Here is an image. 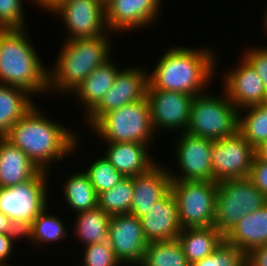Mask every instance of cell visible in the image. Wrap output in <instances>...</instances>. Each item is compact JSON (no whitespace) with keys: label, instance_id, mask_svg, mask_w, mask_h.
<instances>
[{"label":"cell","instance_id":"44dd1931","mask_svg":"<svg viewBox=\"0 0 267 266\" xmlns=\"http://www.w3.org/2000/svg\"><path fill=\"white\" fill-rule=\"evenodd\" d=\"M40 171L20 148L5 137H0V187L28 181Z\"/></svg>","mask_w":267,"mask_h":266},{"label":"cell","instance_id":"7bdbcfd3","mask_svg":"<svg viewBox=\"0 0 267 266\" xmlns=\"http://www.w3.org/2000/svg\"><path fill=\"white\" fill-rule=\"evenodd\" d=\"M267 6V5H266ZM264 9H266L265 10V15H263L264 16V18H263V22H262V27H264V31L266 30L267 31V7L266 8H264ZM267 33V32H266Z\"/></svg>","mask_w":267,"mask_h":266},{"label":"cell","instance_id":"ffe728a7","mask_svg":"<svg viewBox=\"0 0 267 266\" xmlns=\"http://www.w3.org/2000/svg\"><path fill=\"white\" fill-rule=\"evenodd\" d=\"M104 156L124 177H133L147 173L158 161L150 155L147 144L136 142L106 143ZM149 148V149H148ZM106 150V151H105Z\"/></svg>","mask_w":267,"mask_h":266},{"label":"cell","instance_id":"5b68a950","mask_svg":"<svg viewBox=\"0 0 267 266\" xmlns=\"http://www.w3.org/2000/svg\"><path fill=\"white\" fill-rule=\"evenodd\" d=\"M90 130L106 143L136 142L150 147L157 138L147 98L106 113Z\"/></svg>","mask_w":267,"mask_h":266},{"label":"cell","instance_id":"2e32d148","mask_svg":"<svg viewBox=\"0 0 267 266\" xmlns=\"http://www.w3.org/2000/svg\"><path fill=\"white\" fill-rule=\"evenodd\" d=\"M108 235L114 255L122 265L141 264L149 242L144 236L139 218L129 213L112 215Z\"/></svg>","mask_w":267,"mask_h":266},{"label":"cell","instance_id":"ba28073f","mask_svg":"<svg viewBox=\"0 0 267 266\" xmlns=\"http://www.w3.org/2000/svg\"><path fill=\"white\" fill-rule=\"evenodd\" d=\"M50 172L41 170L32 179L11 187H0V211L22 233L48 207L47 180Z\"/></svg>","mask_w":267,"mask_h":266},{"label":"cell","instance_id":"484cf974","mask_svg":"<svg viewBox=\"0 0 267 266\" xmlns=\"http://www.w3.org/2000/svg\"><path fill=\"white\" fill-rule=\"evenodd\" d=\"M76 215L72 228H74V236H77L82 246L108 242L110 214L97 206L94 209L76 213Z\"/></svg>","mask_w":267,"mask_h":266},{"label":"cell","instance_id":"277c9868","mask_svg":"<svg viewBox=\"0 0 267 266\" xmlns=\"http://www.w3.org/2000/svg\"><path fill=\"white\" fill-rule=\"evenodd\" d=\"M28 35L27 29H0V84L23 88L33 96L45 95L48 68Z\"/></svg>","mask_w":267,"mask_h":266},{"label":"cell","instance_id":"e0dca14e","mask_svg":"<svg viewBox=\"0 0 267 266\" xmlns=\"http://www.w3.org/2000/svg\"><path fill=\"white\" fill-rule=\"evenodd\" d=\"M234 67L225 71L221 86L236 109L266 103L267 91L251 64L242 56Z\"/></svg>","mask_w":267,"mask_h":266},{"label":"cell","instance_id":"d6986e66","mask_svg":"<svg viewBox=\"0 0 267 266\" xmlns=\"http://www.w3.org/2000/svg\"><path fill=\"white\" fill-rule=\"evenodd\" d=\"M140 221L149 243L177 240L182 231L176 200L170 190L155 203L147 215L140 218Z\"/></svg>","mask_w":267,"mask_h":266},{"label":"cell","instance_id":"836d02e7","mask_svg":"<svg viewBox=\"0 0 267 266\" xmlns=\"http://www.w3.org/2000/svg\"><path fill=\"white\" fill-rule=\"evenodd\" d=\"M81 266H124L115 257L109 242L84 246Z\"/></svg>","mask_w":267,"mask_h":266},{"label":"cell","instance_id":"9c48e42d","mask_svg":"<svg viewBox=\"0 0 267 266\" xmlns=\"http://www.w3.org/2000/svg\"><path fill=\"white\" fill-rule=\"evenodd\" d=\"M217 182L171 181L182 229L214 226Z\"/></svg>","mask_w":267,"mask_h":266},{"label":"cell","instance_id":"8fae6325","mask_svg":"<svg viewBox=\"0 0 267 266\" xmlns=\"http://www.w3.org/2000/svg\"><path fill=\"white\" fill-rule=\"evenodd\" d=\"M128 67V68H127ZM121 68L112 87L101 101L85 115V125L88 129L102 116L128 103L146 98L148 86V71L142 66L133 65Z\"/></svg>","mask_w":267,"mask_h":266},{"label":"cell","instance_id":"f1b7e54d","mask_svg":"<svg viewBox=\"0 0 267 266\" xmlns=\"http://www.w3.org/2000/svg\"><path fill=\"white\" fill-rule=\"evenodd\" d=\"M237 131L255 150L267 141V102L239 110Z\"/></svg>","mask_w":267,"mask_h":266},{"label":"cell","instance_id":"d590c367","mask_svg":"<svg viewBox=\"0 0 267 266\" xmlns=\"http://www.w3.org/2000/svg\"><path fill=\"white\" fill-rule=\"evenodd\" d=\"M254 47L255 45L251 48L248 47L246 49L247 51H245L241 56H243L256 70L267 91V46Z\"/></svg>","mask_w":267,"mask_h":266},{"label":"cell","instance_id":"4316f807","mask_svg":"<svg viewBox=\"0 0 267 266\" xmlns=\"http://www.w3.org/2000/svg\"><path fill=\"white\" fill-rule=\"evenodd\" d=\"M74 172L70 175L67 174L68 179L64 180L65 190L62 191L69 209L72 212L80 213L96 208L98 206V194L89 177L82 169Z\"/></svg>","mask_w":267,"mask_h":266},{"label":"cell","instance_id":"6da1fadb","mask_svg":"<svg viewBox=\"0 0 267 266\" xmlns=\"http://www.w3.org/2000/svg\"><path fill=\"white\" fill-rule=\"evenodd\" d=\"M43 112L34 105L4 137L20 148L40 170L50 172L52 162H60L73 154V150L78 151L81 142L74 130L53 121Z\"/></svg>","mask_w":267,"mask_h":266},{"label":"cell","instance_id":"d6a6232c","mask_svg":"<svg viewBox=\"0 0 267 266\" xmlns=\"http://www.w3.org/2000/svg\"><path fill=\"white\" fill-rule=\"evenodd\" d=\"M191 266H246V254L224 240L212 254Z\"/></svg>","mask_w":267,"mask_h":266},{"label":"cell","instance_id":"d4e9b609","mask_svg":"<svg viewBox=\"0 0 267 266\" xmlns=\"http://www.w3.org/2000/svg\"><path fill=\"white\" fill-rule=\"evenodd\" d=\"M32 98L23 88L0 84V137L36 105Z\"/></svg>","mask_w":267,"mask_h":266},{"label":"cell","instance_id":"7402d4cb","mask_svg":"<svg viewBox=\"0 0 267 266\" xmlns=\"http://www.w3.org/2000/svg\"><path fill=\"white\" fill-rule=\"evenodd\" d=\"M225 241L245 254L267 244V204L244 217L225 235Z\"/></svg>","mask_w":267,"mask_h":266},{"label":"cell","instance_id":"b9f144b4","mask_svg":"<svg viewBox=\"0 0 267 266\" xmlns=\"http://www.w3.org/2000/svg\"><path fill=\"white\" fill-rule=\"evenodd\" d=\"M256 155L263 161L267 162V141L256 149Z\"/></svg>","mask_w":267,"mask_h":266},{"label":"cell","instance_id":"5bb4252c","mask_svg":"<svg viewBox=\"0 0 267 266\" xmlns=\"http://www.w3.org/2000/svg\"><path fill=\"white\" fill-rule=\"evenodd\" d=\"M146 98L150 105L151 120L156 132L172 130L186 132L190 118V107L194 96L178 91L150 89ZM182 129V130H181Z\"/></svg>","mask_w":267,"mask_h":266},{"label":"cell","instance_id":"83f0119b","mask_svg":"<svg viewBox=\"0 0 267 266\" xmlns=\"http://www.w3.org/2000/svg\"><path fill=\"white\" fill-rule=\"evenodd\" d=\"M67 230L62 218H59V215H52L51 212L49 214V209L46 207L24 231L23 238L32 241L31 244H35V247H41L64 241L68 236Z\"/></svg>","mask_w":267,"mask_h":266},{"label":"cell","instance_id":"60d3db41","mask_svg":"<svg viewBox=\"0 0 267 266\" xmlns=\"http://www.w3.org/2000/svg\"><path fill=\"white\" fill-rule=\"evenodd\" d=\"M68 0H34V2L39 6L42 7L41 9L48 10V12H52L56 7L60 4L66 2Z\"/></svg>","mask_w":267,"mask_h":266},{"label":"cell","instance_id":"8d00e7d4","mask_svg":"<svg viewBox=\"0 0 267 266\" xmlns=\"http://www.w3.org/2000/svg\"><path fill=\"white\" fill-rule=\"evenodd\" d=\"M249 178L253 184L267 197V162L254 155Z\"/></svg>","mask_w":267,"mask_h":266},{"label":"cell","instance_id":"30bf717a","mask_svg":"<svg viewBox=\"0 0 267 266\" xmlns=\"http://www.w3.org/2000/svg\"><path fill=\"white\" fill-rule=\"evenodd\" d=\"M178 136L173 154L180 173H172L170 168L171 181L215 182L212 169L213 141L186 132Z\"/></svg>","mask_w":267,"mask_h":266},{"label":"cell","instance_id":"f546056e","mask_svg":"<svg viewBox=\"0 0 267 266\" xmlns=\"http://www.w3.org/2000/svg\"><path fill=\"white\" fill-rule=\"evenodd\" d=\"M139 266H191L178 240L150 242Z\"/></svg>","mask_w":267,"mask_h":266},{"label":"cell","instance_id":"74e56055","mask_svg":"<svg viewBox=\"0 0 267 266\" xmlns=\"http://www.w3.org/2000/svg\"><path fill=\"white\" fill-rule=\"evenodd\" d=\"M22 238L23 234L0 233V265H9L8 260L14 251V242Z\"/></svg>","mask_w":267,"mask_h":266},{"label":"cell","instance_id":"52a82bcc","mask_svg":"<svg viewBox=\"0 0 267 266\" xmlns=\"http://www.w3.org/2000/svg\"><path fill=\"white\" fill-rule=\"evenodd\" d=\"M267 204V197L249 177L228 179L218 183L214 227L225 235L246 213Z\"/></svg>","mask_w":267,"mask_h":266},{"label":"cell","instance_id":"f35d334b","mask_svg":"<svg viewBox=\"0 0 267 266\" xmlns=\"http://www.w3.org/2000/svg\"><path fill=\"white\" fill-rule=\"evenodd\" d=\"M246 266H267V244L246 254Z\"/></svg>","mask_w":267,"mask_h":266},{"label":"cell","instance_id":"7c38bea8","mask_svg":"<svg viewBox=\"0 0 267 266\" xmlns=\"http://www.w3.org/2000/svg\"><path fill=\"white\" fill-rule=\"evenodd\" d=\"M52 14L60 16L67 33L65 39L96 38L109 31L105 0H68L56 7Z\"/></svg>","mask_w":267,"mask_h":266},{"label":"cell","instance_id":"4dcf8cb0","mask_svg":"<svg viewBox=\"0 0 267 266\" xmlns=\"http://www.w3.org/2000/svg\"><path fill=\"white\" fill-rule=\"evenodd\" d=\"M134 194L132 177H124L113 188L98 194V207L112 215L130 212Z\"/></svg>","mask_w":267,"mask_h":266},{"label":"cell","instance_id":"7a4b0ae2","mask_svg":"<svg viewBox=\"0 0 267 266\" xmlns=\"http://www.w3.org/2000/svg\"><path fill=\"white\" fill-rule=\"evenodd\" d=\"M203 47L172 46L163 52L152 71H148V87L194 97L208 92V83L216 76L218 54L211 46Z\"/></svg>","mask_w":267,"mask_h":266},{"label":"cell","instance_id":"4fadbf2b","mask_svg":"<svg viewBox=\"0 0 267 266\" xmlns=\"http://www.w3.org/2000/svg\"><path fill=\"white\" fill-rule=\"evenodd\" d=\"M255 151L238 131L230 137L213 141L212 169L215 182L249 177Z\"/></svg>","mask_w":267,"mask_h":266},{"label":"cell","instance_id":"8992f818","mask_svg":"<svg viewBox=\"0 0 267 266\" xmlns=\"http://www.w3.org/2000/svg\"><path fill=\"white\" fill-rule=\"evenodd\" d=\"M222 91L217 96L205 92L193 98L186 133L216 141L237 132L238 110Z\"/></svg>","mask_w":267,"mask_h":266},{"label":"cell","instance_id":"cb8c5ba5","mask_svg":"<svg viewBox=\"0 0 267 266\" xmlns=\"http://www.w3.org/2000/svg\"><path fill=\"white\" fill-rule=\"evenodd\" d=\"M187 261L192 265L212 254L225 240L214 226L185 228L177 237Z\"/></svg>","mask_w":267,"mask_h":266},{"label":"cell","instance_id":"ac0fdd59","mask_svg":"<svg viewBox=\"0 0 267 266\" xmlns=\"http://www.w3.org/2000/svg\"><path fill=\"white\" fill-rule=\"evenodd\" d=\"M167 167L158 161L147 173L132 177L134 194L129 214L139 219L144 217L170 190L171 177Z\"/></svg>","mask_w":267,"mask_h":266},{"label":"cell","instance_id":"e575fe53","mask_svg":"<svg viewBox=\"0 0 267 266\" xmlns=\"http://www.w3.org/2000/svg\"><path fill=\"white\" fill-rule=\"evenodd\" d=\"M22 1L0 0V29H27Z\"/></svg>","mask_w":267,"mask_h":266},{"label":"cell","instance_id":"3957f363","mask_svg":"<svg viewBox=\"0 0 267 266\" xmlns=\"http://www.w3.org/2000/svg\"><path fill=\"white\" fill-rule=\"evenodd\" d=\"M110 33L114 36L108 31L96 38L64 39L55 64L48 67V93L71 94L95 68L108 61L114 48Z\"/></svg>","mask_w":267,"mask_h":266},{"label":"cell","instance_id":"ab89813d","mask_svg":"<svg viewBox=\"0 0 267 266\" xmlns=\"http://www.w3.org/2000/svg\"><path fill=\"white\" fill-rule=\"evenodd\" d=\"M0 233L5 234H23L16 226L11 222L10 218L4 215L0 211Z\"/></svg>","mask_w":267,"mask_h":266},{"label":"cell","instance_id":"9a60e30c","mask_svg":"<svg viewBox=\"0 0 267 266\" xmlns=\"http://www.w3.org/2000/svg\"><path fill=\"white\" fill-rule=\"evenodd\" d=\"M161 1L105 0V19L108 30L114 34H123V32H135L152 25L161 17Z\"/></svg>","mask_w":267,"mask_h":266},{"label":"cell","instance_id":"603a6c76","mask_svg":"<svg viewBox=\"0 0 267 266\" xmlns=\"http://www.w3.org/2000/svg\"><path fill=\"white\" fill-rule=\"evenodd\" d=\"M113 59L98 66L94 71L70 94L79 98L87 115L103 98L106 92L115 82L118 72L121 70L115 65ZM112 61V62H111Z\"/></svg>","mask_w":267,"mask_h":266},{"label":"cell","instance_id":"1f68e13d","mask_svg":"<svg viewBox=\"0 0 267 266\" xmlns=\"http://www.w3.org/2000/svg\"><path fill=\"white\" fill-rule=\"evenodd\" d=\"M92 161V163L88 164L89 166L87 165V169L83 171L89 177L97 194L113 188L124 178L104 155Z\"/></svg>","mask_w":267,"mask_h":266}]
</instances>
